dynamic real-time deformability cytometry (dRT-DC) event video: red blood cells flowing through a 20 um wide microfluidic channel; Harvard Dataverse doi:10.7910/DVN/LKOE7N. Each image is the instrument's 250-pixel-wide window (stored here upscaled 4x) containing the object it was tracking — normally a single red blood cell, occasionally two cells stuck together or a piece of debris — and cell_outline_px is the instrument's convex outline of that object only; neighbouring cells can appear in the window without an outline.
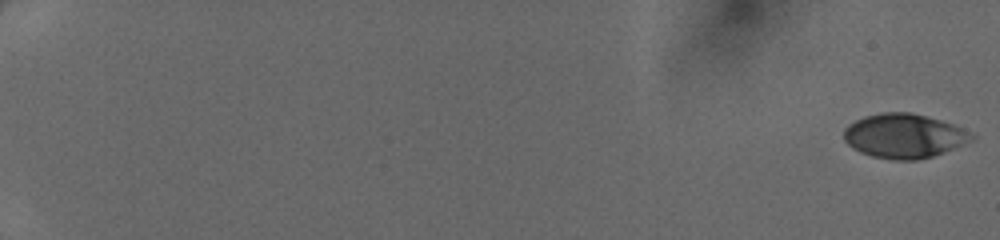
{"species": "human", "species_latin": "Homo sapiens", "temperature_condition": "cold", "stored_images_in_passage": 50, "camera_frame_rate_fps": 3000, "um_per_image_px": 0.085, "donor": {"sex": "female"}, "frame": {"image": 1, "passage_image": 1, "time_ms": 0.0, "image_size_px": [1000, 240], "cell_outline_px": [[976, 136], [972, 140], [944, 152], [932, 156], [916, 160], [892, 160], [872, 156], [860, 152], [852, 148], [844, 140], [844, 128], [848, 124], [864, 116], [880, 112], [908, 112], [928, 116], [952, 124]], "centroid_in_image_um": [76.8, 11.55], "position_along_channel_um": 8.2, "area_um2": 32.89}}
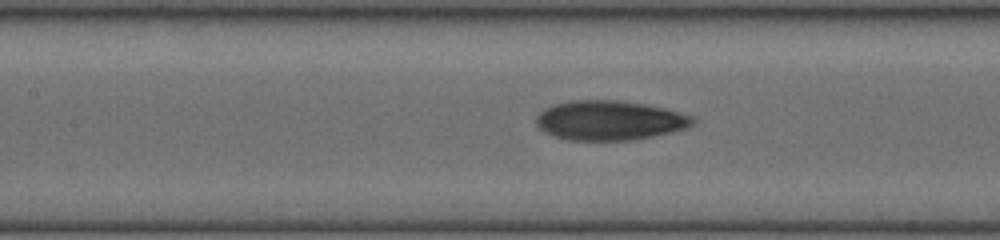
{"frame": {"image": 2, "passage_image": 27, "time_ms": 8.667, "image_size_px": [1000, 240], "cell_outline_px": [[696, 124], [688, 128], [672, 132], [632, 140], [568, 140], [552, 136], [544, 132], [536, 124], [536, 116], [544, 108], [568, 100], [616, 100], [644, 104], [664, 108], [692, 116], [696, 120]], "centroid_in_image_um": [51.81, 10.24], "position_along_channel_um": 155.6, "area_um2": 36.24}}
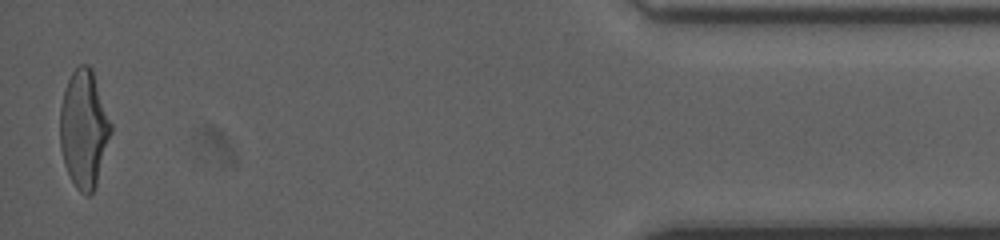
{"frame": {"image": 3, "passage_image": 50, "time_ms": 16.333, "image_size_px": [1000, 240], "cell_outline_px": [[112, 132], [96, 184], [92, 192], [88, 196], [84, 196], [76, 188], [64, 164], [60, 148], [60, 108], [64, 92], [68, 80], [72, 72], [80, 64], [88, 64], [92, 68], [112, 124]], "centroid_in_image_um": [7.14, 10.96], "position_along_channel_um": 428.1, "area_um2": 34.85}}